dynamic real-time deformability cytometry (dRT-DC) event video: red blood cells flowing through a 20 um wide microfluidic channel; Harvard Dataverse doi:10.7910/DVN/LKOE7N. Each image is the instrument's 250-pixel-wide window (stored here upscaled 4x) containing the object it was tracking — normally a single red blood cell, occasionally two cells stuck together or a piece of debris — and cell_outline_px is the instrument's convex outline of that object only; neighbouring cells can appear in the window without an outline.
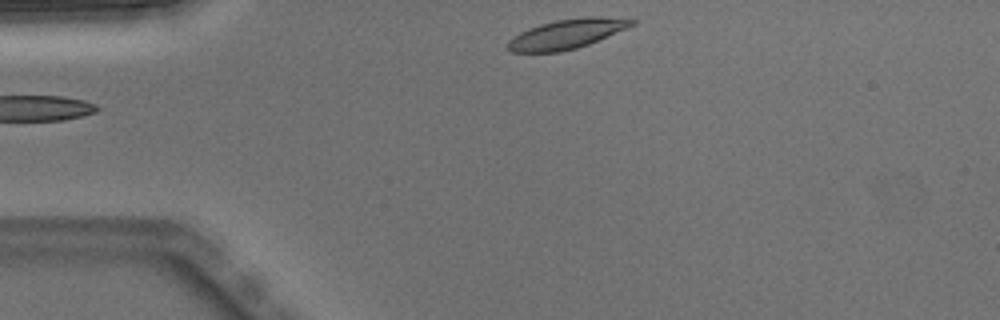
{"species": "Egyptian fruit bat (a non-hibernating species)", "species_latin": "Rousettus aegyptiacus", "temperature_condition": "warm", "stored_images_in_passage": 2, "segment_of_instrument_passage": [2, 2], "camera_frame_rate_fps": 3000, "um_per_image_px": 0.085, "animal": {"sex": "male"}, "frame": {"image": 1, "passage_image": 2, "time_ms": 0.333, "image_size_px": [1000, 320], "cell_outline_px": [[636, 24], [588, 44], [576, 48], [560, 52], [512, 52], [508, 48], [508, 40], [520, 32], [528, 28], [540, 24], [556, 20], [584, 16], [600, 16], [636, 20]], "centroid_in_image_um": [48.17, 2.88], "position_along_channel_um": 36.8, "area_um2": 21.21}}